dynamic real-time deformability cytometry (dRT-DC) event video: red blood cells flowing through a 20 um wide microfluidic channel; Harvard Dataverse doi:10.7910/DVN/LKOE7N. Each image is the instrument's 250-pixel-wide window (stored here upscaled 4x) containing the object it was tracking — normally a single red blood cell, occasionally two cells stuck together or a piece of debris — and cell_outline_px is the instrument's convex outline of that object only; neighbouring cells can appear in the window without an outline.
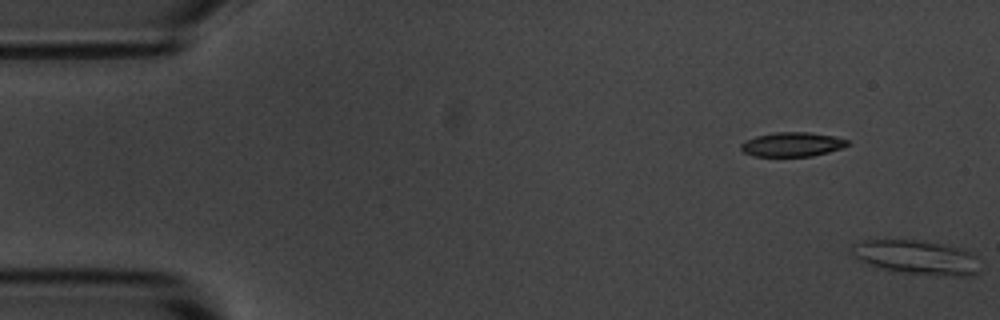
{"species": "common noctule bat (a hibernating species)", "species_latin": "Nyctalus noctula", "temperature_condition": "room temperature", "stored_images_in_passage": 6, "camera_frame_rate_fps": 3000, "um_per_image_px": 0.085, "animal": {"sex": "male", "body_mass_g": 20.1, "forearm_length_mm": 53.5}, "frame": {"image": 1, "passage_image": 1, "time_ms": 0.0, "image_size_px": [1000, 320], "cell_outline_px": [[980, 272], [972, 276], [964, 276], [904, 272], [884, 268], [860, 260], [852, 252], [852, 244], [860, 240], [924, 240], [960, 248], [972, 252], [976, 256]], "centroid_in_image_um": [77.97, 21.84], "position_along_channel_um": 7.0, "area_um2": 25.09}}